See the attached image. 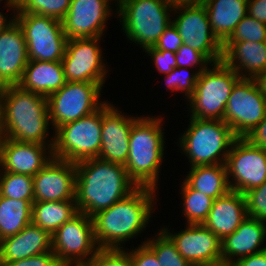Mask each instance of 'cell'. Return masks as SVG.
Listing matches in <instances>:
<instances>
[{
  "instance_id": "45",
  "label": "cell",
  "mask_w": 266,
  "mask_h": 266,
  "mask_svg": "<svg viewBox=\"0 0 266 266\" xmlns=\"http://www.w3.org/2000/svg\"><path fill=\"white\" fill-rule=\"evenodd\" d=\"M254 145L266 149V114L264 119L246 137Z\"/></svg>"
},
{
  "instance_id": "16",
  "label": "cell",
  "mask_w": 266,
  "mask_h": 266,
  "mask_svg": "<svg viewBox=\"0 0 266 266\" xmlns=\"http://www.w3.org/2000/svg\"><path fill=\"white\" fill-rule=\"evenodd\" d=\"M169 228L161 230L175 244L177 251L193 266L216 264L222 261L221 240L203 224H187L178 233Z\"/></svg>"
},
{
  "instance_id": "1",
  "label": "cell",
  "mask_w": 266,
  "mask_h": 266,
  "mask_svg": "<svg viewBox=\"0 0 266 266\" xmlns=\"http://www.w3.org/2000/svg\"><path fill=\"white\" fill-rule=\"evenodd\" d=\"M157 190L136 187L125 198L92 216L98 248L123 249L124 242L141 235L158 201ZM154 205V206H153Z\"/></svg>"
},
{
  "instance_id": "50",
  "label": "cell",
  "mask_w": 266,
  "mask_h": 266,
  "mask_svg": "<svg viewBox=\"0 0 266 266\" xmlns=\"http://www.w3.org/2000/svg\"><path fill=\"white\" fill-rule=\"evenodd\" d=\"M5 7H6V9L9 11V10H12V12H13V9H14V7H15V3L13 2V0H5ZM9 8V9H8Z\"/></svg>"
},
{
  "instance_id": "36",
  "label": "cell",
  "mask_w": 266,
  "mask_h": 266,
  "mask_svg": "<svg viewBox=\"0 0 266 266\" xmlns=\"http://www.w3.org/2000/svg\"><path fill=\"white\" fill-rule=\"evenodd\" d=\"M191 68L176 67L169 74L165 75V84L168 91L172 90L181 91L185 95V99H188L195 90V86L199 77L200 71L195 70L192 72ZM189 70V71H188Z\"/></svg>"
},
{
  "instance_id": "28",
  "label": "cell",
  "mask_w": 266,
  "mask_h": 266,
  "mask_svg": "<svg viewBox=\"0 0 266 266\" xmlns=\"http://www.w3.org/2000/svg\"><path fill=\"white\" fill-rule=\"evenodd\" d=\"M183 179L192 189L213 198L222 197L230 191L225 164L190 167Z\"/></svg>"
},
{
  "instance_id": "15",
  "label": "cell",
  "mask_w": 266,
  "mask_h": 266,
  "mask_svg": "<svg viewBox=\"0 0 266 266\" xmlns=\"http://www.w3.org/2000/svg\"><path fill=\"white\" fill-rule=\"evenodd\" d=\"M103 37L67 40L63 65L65 80L69 82L105 83L108 71L104 63L100 41Z\"/></svg>"
},
{
  "instance_id": "30",
  "label": "cell",
  "mask_w": 266,
  "mask_h": 266,
  "mask_svg": "<svg viewBox=\"0 0 266 266\" xmlns=\"http://www.w3.org/2000/svg\"><path fill=\"white\" fill-rule=\"evenodd\" d=\"M34 200H16L0 195V240L15 235L31 223Z\"/></svg>"
},
{
  "instance_id": "33",
  "label": "cell",
  "mask_w": 266,
  "mask_h": 266,
  "mask_svg": "<svg viewBox=\"0 0 266 266\" xmlns=\"http://www.w3.org/2000/svg\"><path fill=\"white\" fill-rule=\"evenodd\" d=\"M145 244L155 253L161 266H193L182 257L175 244L161 229L155 233V237L147 238Z\"/></svg>"
},
{
  "instance_id": "46",
  "label": "cell",
  "mask_w": 266,
  "mask_h": 266,
  "mask_svg": "<svg viewBox=\"0 0 266 266\" xmlns=\"http://www.w3.org/2000/svg\"><path fill=\"white\" fill-rule=\"evenodd\" d=\"M233 264L234 266H266V250L243 257Z\"/></svg>"
},
{
  "instance_id": "24",
  "label": "cell",
  "mask_w": 266,
  "mask_h": 266,
  "mask_svg": "<svg viewBox=\"0 0 266 266\" xmlns=\"http://www.w3.org/2000/svg\"><path fill=\"white\" fill-rule=\"evenodd\" d=\"M50 251L51 234L32 223L0 240V262H13Z\"/></svg>"
},
{
  "instance_id": "13",
  "label": "cell",
  "mask_w": 266,
  "mask_h": 266,
  "mask_svg": "<svg viewBox=\"0 0 266 266\" xmlns=\"http://www.w3.org/2000/svg\"><path fill=\"white\" fill-rule=\"evenodd\" d=\"M231 191L246 194L266 181V149L247 138H236L226 159Z\"/></svg>"
},
{
  "instance_id": "32",
  "label": "cell",
  "mask_w": 266,
  "mask_h": 266,
  "mask_svg": "<svg viewBox=\"0 0 266 266\" xmlns=\"http://www.w3.org/2000/svg\"><path fill=\"white\" fill-rule=\"evenodd\" d=\"M0 195L16 200H34L33 177L0 172Z\"/></svg>"
},
{
  "instance_id": "8",
  "label": "cell",
  "mask_w": 266,
  "mask_h": 266,
  "mask_svg": "<svg viewBox=\"0 0 266 266\" xmlns=\"http://www.w3.org/2000/svg\"><path fill=\"white\" fill-rule=\"evenodd\" d=\"M102 107L54 132L53 157L77 163L98 158L101 148Z\"/></svg>"
},
{
  "instance_id": "27",
  "label": "cell",
  "mask_w": 266,
  "mask_h": 266,
  "mask_svg": "<svg viewBox=\"0 0 266 266\" xmlns=\"http://www.w3.org/2000/svg\"><path fill=\"white\" fill-rule=\"evenodd\" d=\"M248 0H202L212 31L223 44L247 15Z\"/></svg>"
},
{
  "instance_id": "4",
  "label": "cell",
  "mask_w": 266,
  "mask_h": 266,
  "mask_svg": "<svg viewBox=\"0 0 266 266\" xmlns=\"http://www.w3.org/2000/svg\"><path fill=\"white\" fill-rule=\"evenodd\" d=\"M145 116L138 117L133 122L129 136L128 159L124 166L129 179L137 187L157 190L159 170L165 157L163 118Z\"/></svg>"
},
{
  "instance_id": "21",
  "label": "cell",
  "mask_w": 266,
  "mask_h": 266,
  "mask_svg": "<svg viewBox=\"0 0 266 266\" xmlns=\"http://www.w3.org/2000/svg\"><path fill=\"white\" fill-rule=\"evenodd\" d=\"M53 145L18 142L0 137V172L34 177L53 158Z\"/></svg>"
},
{
  "instance_id": "9",
  "label": "cell",
  "mask_w": 266,
  "mask_h": 266,
  "mask_svg": "<svg viewBox=\"0 0 266 266\" xmlns=\"http://www.w3.org/2000/svg\"><path fill=\"white\" fill-rule=\"evenodd\" d=\"M104 84L66 81L61 89L52 93L47 98L52 130L101 108L106 103L100 99Z\"/></svg>"
},
{
  "instance_id": "14",
  "label": "cell",
  "mask_w": 266,
  "mask_h": 266,
  "mask_svg": "<svg viewBox=\"0 0 266 266\" xmlns=\"http://www.w3.org/2000/svg\"><path fill=\"white\" fill-rule=\"evenodd\" d=\"M179 11V12H178ZM172 23L184 44L201 52L211 63L222 61L223 44L214 35L204 4L175 8Z\"/></svg>"
},
{
  "instance_id": "23",
  "label": "cell",
  "mask_w": 266,
  "mask_h": 266,
  "mask_svg": "<svg viewBox=\"0 0 266 266\" xmlns=\"http://www.w3.org/2000/svg\"><path fill=\"white\" fill-rule=\"evenodd\" d=\"M247 216L245 195L230 190L226 195L213 201L203 225L223 240L232 234Z\"/></svg>"
},
{
  "instance_id": "2",
  "label": "cell",
  "mask_w": 266,
  "mask_h": 266,
  "mask_svg": "<svg viewBox=\"0 0 266 266\" xmlns=\"http://www.w3.org/2000/svg\"><path fill=\"white\" fill-rule=\"evenodd\" d=\"M50 125L46 97L19 85L0 88V137L53 145L54 136L48 140Z\"/></svg>"
},
{
  "instance_id": "29",
  "label": "cell",
  "mask_w": 266,
  "mask_h": 266,
  "mask_svg": "<svg viewBox=\"0 0 266 266\" xmlns=\"http://www.w3.org/2000/svg\"><path fill=\"white\" fill-rule=\"evenodd\" d=\"M76 201H41L32 204L31 223L51 235L78 213Z\"/></svg>"
},
{
  "instance_id": "31",
  "label": "cell",
  "mask_w": 266,
  "mask_h": 266,
  "mask_svg": "<svg viewBox=\"0 0 266 266\" xmlns=\"http://www.w3.org/2000/svg\"><path fill=\"white\" fill-rule=\"evenodd\" d=\"M182 213L187 224H203L211 210L214 199L192 189L184 180L181 184Z\"/></svg>"
},
{
  "instance_id": "17",
  "label": "cell",
  "mask_w": 266,
  "mask_h": 266,
  "mask_svg": "<svg viewBox=\"0 0 266 266\" xmlns=\"http://www.w3.org/2000/svg\"><path fill=\"white\" fill-rule=\"evenodd\" d=\"M113 1L71 0L69 10L62 20L67 39L102 37L107 20L114 13L110 6ZM114 3L116 6V0Z\"/></svg>"
},
{
  "instance_id": "41",
  "label": "cell",
  "mask_w": 266,
  "mask_h": 266,
  "mask_svg": "<svg viewBox=\"0 0 266 266\" xmlns=\"http://www.w3.org/2000/svg\"><path fill=\"white\" fill-rule=\"evenodd\" d=\"M0 266H62V263L50 251L13 262H0Z\"/></svg>"
},
{
  "instance_id": "20",
  "label": "cell",
  "mask_w": 266,
  "mask_h": 266,
  "mask_svg": "<svg viewBox=\"0 0 266 266\" xmlns=\"http://www.w3.org/2000/svg\"><path fill=\"white\" fill-rule=\"evenodd\" d=\"M28 61L24 33L11 17L0 29V88L19 85Z\"/></svg>"
},
{
  "instance_id": "19",
  "label": "cell",
  "mask_w": 266,
  "mask_h": 266,
  "mask_svg": "<svg viewBox=\"0 0 266 266\" xmlns=\"http://www.w3.org/2000/svg\"><path fill=\"white\" fill-rule=\"evenodd\" d=\"M34 202L75 201V163L52 158L34 177Z\"/></svg>"
},
{
  "instance_id": "42",
  "label": "cell",
  "mask_w": 266,
  "mask_h": 266,
  "mask_svg": "<svg viewBox=\"0 0 266 266\" xmlns=\"http://www.w3.org/2000/svg\"><path fill=\"white\" fill-rule=\"evenodd\" d=\"M132 266H161L155 253L143 241L128 251Z\"/></svg>"
},
{
  "instance_id": "35",
  "label": "cell",
  "mask_w": 266,
  "mask_h": 266,
  "mask_svg": "<svg viewBox=\"0 0 266 266\" xmlns=\"http://www.w3.org/2000/svg\"><path fill=\"white\" fill-rule=\"evenodd\" d=\"M240 41L266 42V24L247 14L224 43Z\"/></svg>"
},
{
  "instance_id": "25",
  "label": "cell",
  "mask_w": 266,
  "mask_h": 266,
  "mask_svg": "<svg viewBox=\"0 0 266 266\" xmlns=\"http://www.w3.org/2000/svg\"><path fill=\"white\" fill-rule=\"evenodd\" d=\"M222 61L240 78L255 79L266 70V42L223 43Z\"/></svg>"
},
{
  "instance_id": "48",
  "label": "cell",
  "mask_w": 266,
  "mask_h": 266,
  "mask_svg": "<svg viewBox=\"0 0 266 266\" xmlns=\"http://www.w3.org/2000/svg\"><path fill=\"white\" fill-rule=\"evenodd\" d=\"M254 80L256 81L262 95L266 98V70L258 75Z\"/></svg>"
},
{
  "instance_id": "10",
  "label": "cell",
  "mask_w": 266,
  "mask_h": 266,
  "mask_svg": "<svg viewBox=\"0 0 266 266\" xmlns=\"http://www.w3.org/2000/svg\"><path fill=\"white\" fill-rule=\"evenodd\" d=\"M24 33L29 60L61 61L67 37L62 21L34 13H13Z\"/></svg>"
},
{
  "instance_id": "40",
  "label": "cell",
  "mask_w": 266,
  "mask_h": 266,
  "mask_svg": "<svg viewBox=\"0 0 266 266\" xmlns=\"http://www.w3.org/2000/svg\"><path fill=\"white\" fill-rule=\"evenodd\" d=\"M144 52L152 58L153 65L159 73L166 75L177 67L175 52L157 50L154 47L147 48Z\"/></svg>"
},
{
  "instance_id": "6",
  "label": "cell",
  "mask_w": 266,
  "mask_h": 266,
  "mask_svg": "<svg viewBox=\"0 0 266 266\" xmlns=\"http://www.w3.org/2000/svg\"><path fill=\"white\" fill-rule=\"evenodd\" d=\"M116 10L123 34L143 52L156 45L174 11L165 0H116Z\"/></svg>"
},
{
  "instance_id": "18",
  "label": "cell",
  "mask_w": 266,
  "mask_h": 266,
  "mask_svg": "<svg viewBox=\"0 0 266 266\" xmlns=\"http://www.w3.org/2000/svg\"><path fill=\"white\" fill-rule=\"evenodd\" d=\"M139 116L125 115L115 105L102 106L101 148L98 158L125 165L129 153V136Z\"/></svg>"
},
{
  "instance_id": "52",
  "label": "cell",
  "mask_w": 266,
  "mask_h": 266,
  "mask_svg": "<svg viewBox=\"0 0 266 266\" xmlns=\"http://www.w3.org/2000/svg\"><path fill=\"white\" fill-rule=\"evenodd\" d=\"M62 266H89L88 264H62Z\"/></svg>"
},
{
  "instance_id": "7",
  "label": "cell",
  "mask_w": 266,
  "mask_h": 266,
  "mask_svg": "<svg viewBox=\"0 0 266 266\" xmlns=\"http://www.w3.org/2000/svg\"><path fill=\"white\" fill-rule=\"evenodd\" d=\"M239 79L223 61L212 63L199 74L195 90L187 99L190 117L223 120L228 98Z\"/></svg>"
},
{
  "instance_id": "47",
  "label": "cell",
  "mask_w": 266,
  "mask_h": 266,
  "mask_svg": "<svg viewBox=\"0 0 266 266\" xmlns=\"http://www.w3.org/2000/svg\"><path fill=\"white\" fill-rule=\"evenodd\" d=\"M167 5L172 9L183 7V6H191L194 4L201 3L202 0H165Z\"/></svg>"
},
{
  "instance_id": "37",
  "label": "cell",
  "mask_w": 266,
  "mask_h": 266,
  "mask_svg": "<svg viewBox=\"0 0 266 266\" xmlns=\"http://www.w3.org/2000/svg\"><path fill=\"white\" fill-rule=\"evenodd\" d=\"M128 250L99 248L89 266H132Z\"/></svg>"
},
{
  "instance_id": "34",
  "label": "cell",
  "mask_w": 266,
  "mask_h": 266,
  "mask_svg": "<svg viewBox=\"0 0 266 266\" xmlns=\"http://www.w3.org/2000/svg\"><path fill=\"white\" fill-rule=\"evenodd\" d=\"M70 4L71 0H18L13 13H34L62 21Z\"/></svg>"
},
{
  "instance_id": "44",
  "label": "cell",
  "mask_w": 266,
  "mask_h": 266,
  "mask_svg": "<svg viewBox=\"0 0 266 266\" xmlns=\"http://www.w3.org/2000/svg\"><path fill=\"white\" fill-rule=\"evenodd\" d=\"M247 14L266 24V0H248Z\"/></svg>"
},
{
  "instance_id": "3",
  "label": "cell",
  "mask_w": 266,
  "mask_h": 266,
  "mask_svg": "<svg viewBox=\"0 0 266 266\" xmlns=\"http://www.w3.org/2000/svg\"><path fill=\"white\" fill-rule=\"evenodd\" d=\"M75 167L77 209L90 217L111 207L137 187L122 164L92 158L75 163Z\"/></svg>"
},
{
  "instance_id": "49",
  "label": "cell",
  "mask_w": 266,
  "mask_h": 266,
  "mask_svg": "<svg viewBox=\"0 0 266 266\" xmlns=\"http://www.w3.org/2000/svg\"><path fill=\"white\" fill-rule=\"evenodd\" d=\"M3 0H0V2ZM6 15H4L2 12H0V29L10 20V18Z\"/></svg>"
},
{
  "instance_id": "26",
  "label": "cell",
  "mask_w": 266,
  "mask_h": 266,
  "mask_svg": "<svg viewBox=\"0 0 266 266\" xmlns=\"http://www.w3.org/2000/svg\"><path fill=\"white\" fill-rule=\"evenodd\" d=\"M66 83L61 61L29 60L19 86L48 98Z\"/></svg>"
},
{
  "instance_id": "39",
  "label": "cell",
  "mask_w": 266,
  "mask_h": 266,
  "mask_svg": "<svg viewBox=\"0 0 266 266\" xmlns=\"http://www.w3.org/2000/svg\"><path fill=\"white\" fill-rule=\"evenodd\" d=\"M177 67L196 68L202 72L212 63L199 51L192 49L186 44H182L175 53ZM209 65V66H208Z\"/></svg>"
},
{
  "instance_id": "12",
  "label": "cell",
  "mask_w": 266,
  "mask_h": 266,
  "mask_svg": "<svg viewBox=\"0 0 266 266\" xmlns=\"http://www.w3.org/2000/svg\"><path fill=\"white\" fill-rule=\"evenodd\" d=\"M52 252L62 264H88L98 251L92 217L78 212L52 235Z\"/></svg>"
},
{
  "instance_id": "22",
  "label": "cell",
  "mask_w": 266,
  "mask_h": 266,
  "mask_svg": "<svg viewBox=\"0 0 266 266\" xmlns=\"http://www.w3.org/2000/svg\"><path fill=\"white\" fill-rule=\"evenodd\" d=\"M266 223L247 218L222 242V262L235 263L237 260L266 250ZM263 246V247H261Z\"/></svg>"
},
{
  "instance_id": "51",
  "label": "cell",
  "mask_w": 266,
  "mask_h": 266,
  "mask_svg": "<svg viewBox=\"0 0 266 266\" xmlns=\"http://www.w3.org/2000/svg\"><path fill=\"white\" fill-rule=\"evenodd\" d=\"M204 266H234V264L221 261V262L216 263V264H210V265H204Z\"/></svg>"
},
{
  "instance_id": "38",
  "label": "cell",
  "mask_w": 266,
  "mask_h": 266,
  "mask_svg": "<svg viewBox=\"0 0 266 266\" xmlns=\"http://www.w3.org/2000/svg\"><path fill=\"white\" fill-rule=\"evenodd\" d=\"M247 215L266 223V181L245 194Z\"/></svg>"
},
{
  "instance_id": "11",
  "label": "cell",
  "mask_w": 266,
  "mask_h": 266,
  "mask_svg": "<svg viewBox=\"0 0 266 266\" xmlns=\"http://www.w3.org/2000/svg\"><path fill=\"white\" fill-rule=\"evenodd\" d=\"M266 98L254 79L240 78L228 98L223 121L237 138H246L264 119Z\"/></svg>"
},
{
  "instance_id": "43",
  "label": "cell",
  "mask_w": 266,
  "mask_h": 266,
  "mask_svg": "<svg viewBox=\"0 0 266 266\" xmlns=\"http://www.w3.org/2000/svg\"><path fill=\"white\" fill-rule=\"evenodd\" d=\"M182 44L183 41L181 39V36L179 35L177 28L173 23H171L164 30L154 48L157 50L172 51L176 53Z\"/></svg>"
},
{
  "instance_id": "5",
  "label": "cell",
  "mask_w": 266,
  "mask_h": 266,
  "mask_svg": "<svg viewBox=\"0 0 266 266\" xmlns=\"http://www.w3.org/2000/svg\"><path fill=\"white\" fill-rule=\"evenodd\" d=\"M189 126L181 133L178 146L190 167L225 164L237 138L223 120L189 117ZM183 134V135H182Z\"/></svg>"
}]
</instances>
